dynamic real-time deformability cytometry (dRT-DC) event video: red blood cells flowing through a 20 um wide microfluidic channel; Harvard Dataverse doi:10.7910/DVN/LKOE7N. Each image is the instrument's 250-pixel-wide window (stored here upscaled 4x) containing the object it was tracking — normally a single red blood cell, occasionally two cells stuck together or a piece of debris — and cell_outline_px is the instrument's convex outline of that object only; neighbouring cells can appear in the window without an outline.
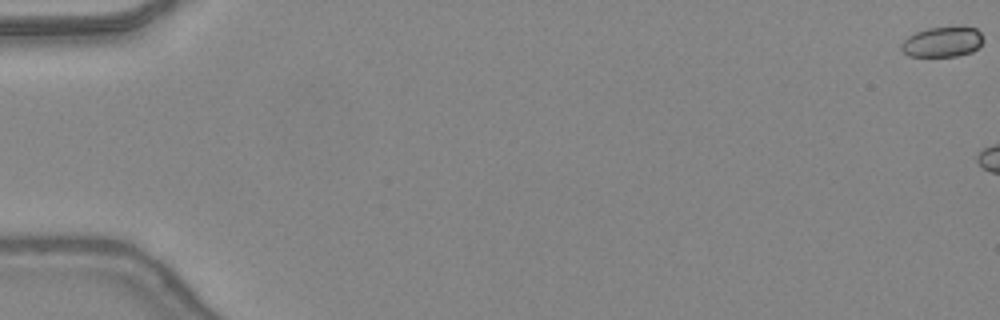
{"species": "common noctule bat (a hibernating species)", "species_latin": "Nyctalus noctula", "temperature_condition": "warm", "stored_images_in_passage": 5, "camera_frame_rate_fps": 3000, "um_per_image_px": 0.085, "animal": {"sex": "female", "body_mass_g": 24.6, "forearm_length_mm": 56.2}, "frame": {"image": 1, "passage_image": 1, "time_ms": 0.0, "image_size_px": [1000, 320], "cell_outline_px": [[984, 40], [980, 48], [972, 52], [956, 56], [908, 56], [900, 48], [900, 44], [908, 36], [916, 32], [928, 28], [976, 28], [980, 32]], "centroid_in_image_um": [80.11, 3.58], "position_along_channel_um": 4.9, "area_um2": 14.33}}